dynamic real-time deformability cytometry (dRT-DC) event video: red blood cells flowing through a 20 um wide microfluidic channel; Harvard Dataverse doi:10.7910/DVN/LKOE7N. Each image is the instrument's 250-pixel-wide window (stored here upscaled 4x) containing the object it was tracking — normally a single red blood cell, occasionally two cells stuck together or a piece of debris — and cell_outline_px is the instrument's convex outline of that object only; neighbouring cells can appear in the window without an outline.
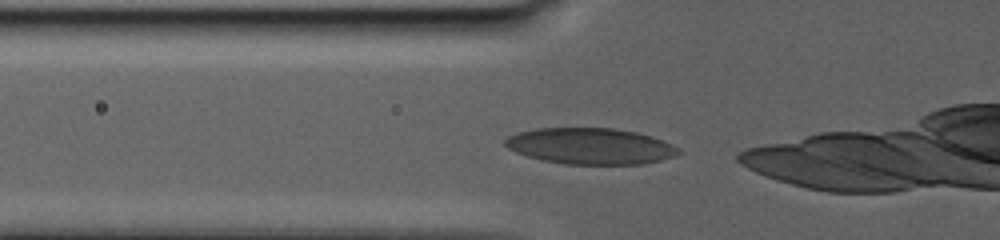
{"species": "human", "species_latin": "Homo sapiens", "temperature_condition": "warm", "stored_images_in_passage": 32, "camera_frame_rate_fps": 3000, "um_per_image_px": 0.085, "donor": {"sex": "male"}, "frame": {"image": 1, "passage_image": 11, "time_ms": 5.333, "image_size_px": [1000, 240], "cell_outline_px": [[684, 152], [676, 156], [644, 164], [564, 164], [540, 160], [516, 152], [508, 148], [504, 144], [504, 140], [508, 136], [520, 132], [536, 128], [612, 128], [636, 132], [652, 136], [672, 144], [680, 148]], "centroid_in_image_um": [50.22, 12.42], "position_along_channel_um": 75.6, "area_um2": 36.76}}
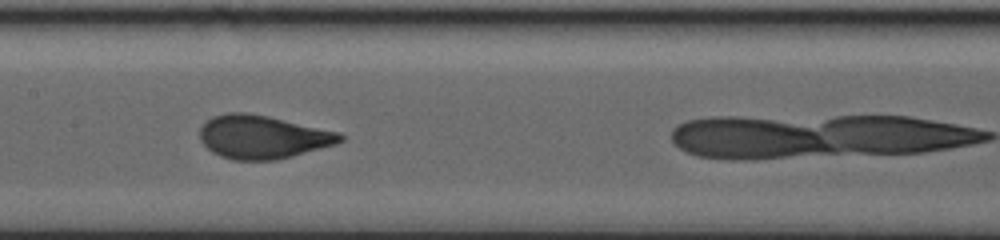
{"frame": {"image": 2, "passage_image": 19, "time_ms": 10.0, "image_size_px": [1000, 240], "cell_outline_px": [[344, 140], [336, 144], [292, 156], [276, 160], [232, 160], [220, 156], [212, 152], [200, 140], [200, 128], [212, 116], [228, 112], [244, 112], [268, 116], [340, 132], [344, 136]], "centroid_in_image_um": [22.32, 11.64], "position_along_channel_um": 185.1, "area_um2": 35.43}}
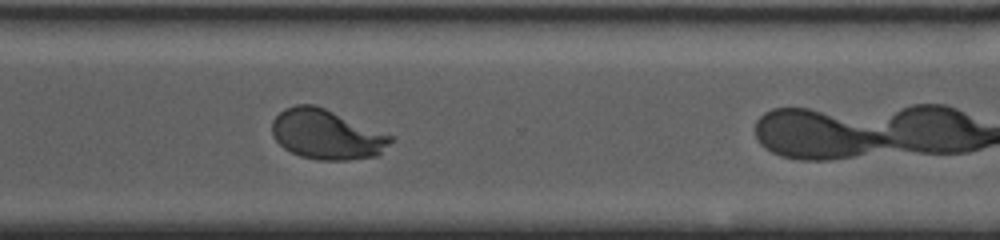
{"frame": {"image": 3, "passage_image": 31, "time_ms": 16.667, "image_size_px": [1000, 240], "cell_outline_px": [[392, 140], [376, 156], [348, 160], [316, 160], [300, 156], [284, 148], [272, 136], [272, 120], [284, 108], [296, 104], [312, 104], [324, 108], [392, 136]], "centroid_in_image_um": [27.7, 11.43], "position_along_channel_um": 342.9, "area_um2": 33.99}}